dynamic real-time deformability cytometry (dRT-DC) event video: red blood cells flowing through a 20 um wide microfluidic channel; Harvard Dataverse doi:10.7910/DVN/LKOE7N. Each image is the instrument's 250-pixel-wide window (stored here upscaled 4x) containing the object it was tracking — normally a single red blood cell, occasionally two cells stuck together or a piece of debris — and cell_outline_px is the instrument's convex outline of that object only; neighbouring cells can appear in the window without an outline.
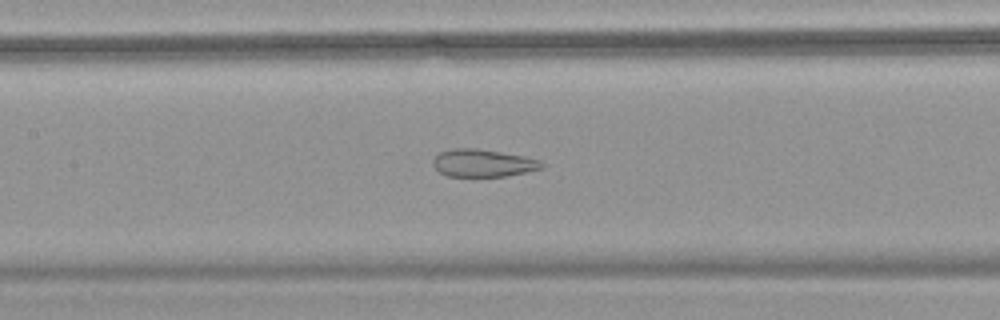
{"species": "common noctule bat (a hibernating species)", "species_latin": "Nyctalus noctula", "temperature_condition": "warm", "stored_images_in_passage": 55, "camera_frame_rate_fps": 3000, "um_per_image_px": 0.085, "animal": {"sex": "female", "body_mass_g": 18.4}, "frame": {"image": 1, "passage_image": 27, "time_ms": 8.667, "image_size_px": [1000, 320], "cell_outline_px": [[544, 164], [540, 168], [508, 176], [472, 180], [448, 176], [440, 172], [432, 164], [432, 160], [440, 152], [452, 148], [476, 148], [524, 156], [536, 160]], "centroid_in_image_um": [40.96, 13.91], "position_along_channel_um": 166.4, "area_um2": 18.03}}
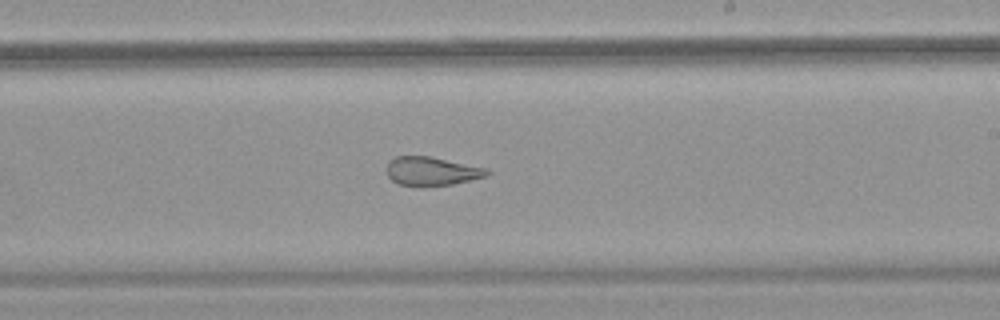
{"frame": {"image": 2, "passage_image": 34, "time_ms": 11.0, "image_size_px": [1000, 320], "cell_outline_px": [[492, 172], [488, 176], [452, 184], [396, 184], [388, 176], [388, 160], [396, 156], [428, 156], [488, 168]], "centroid_in_image_um": [36.74, 14.52], "position_along_channel_um": 252.3, "area_um2": 16.36}}
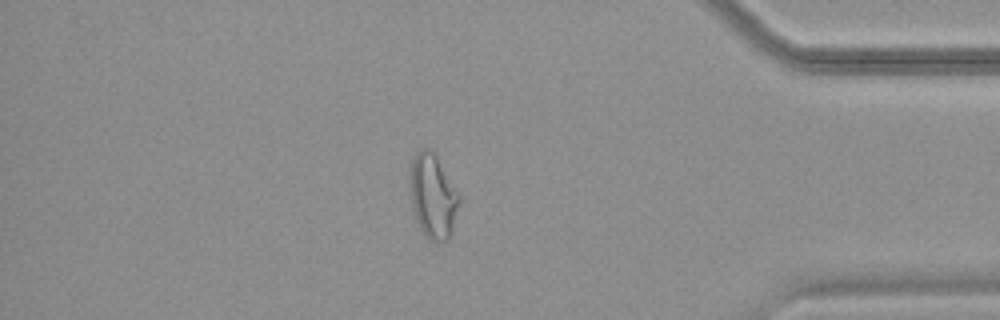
{"frame": {"image": 3, "passage_image": 48, "time_ms": 15.667, "image_size_px": [1000, 320], "cell_outline_px": [[460, 200], [452, 228], [448, 240], [432, 240], [420, 228], [416, 220], [412, 204], [412, 160], [416, 152], [420, 148], [428, 148], [436, 156], [460, 196]], "centroid_in_image_um": [36.82, 16.66], "position_along_channel_um": 398.4, "area_um2": 23.06}, "authors_computed_cell_mechanics": {"area_um2": 23.8136, "velocity_mm_per_s": 3.7134, "shape_relaxation_time_tau1_ms": null, "shape_relaxation_time_tau2_ms": 1.5841, "deformation_change_tau1": null, "deformation_change_tau2": 0.1002}}